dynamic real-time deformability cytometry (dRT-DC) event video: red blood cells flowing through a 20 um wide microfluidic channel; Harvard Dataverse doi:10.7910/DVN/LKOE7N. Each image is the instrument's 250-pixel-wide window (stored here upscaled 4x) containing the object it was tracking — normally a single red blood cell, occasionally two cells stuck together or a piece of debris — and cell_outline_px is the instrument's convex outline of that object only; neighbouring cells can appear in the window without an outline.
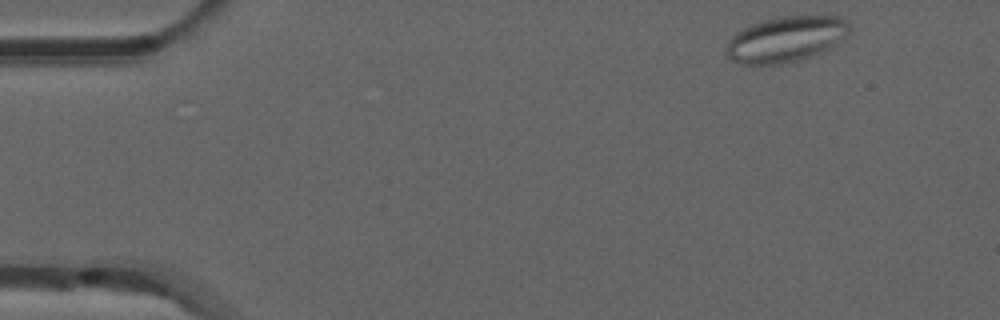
{"species": "common noctule bat (a hibernating species)", "species_latin": "Nyctalus noctula", "temperature_condition": "room temperature", "stored_images_in_passage": 48, "segment_of_instrument_passage": [1, 2], "camera_frame_rate_fps": 3000, "um_per_image_px": 0.085, "animal": {"sex": "male", "forearm_length_mm": 52.5}, "frame": {"image": 1, "passage_image": 1, "time_ms": 0.0, "image_size_px": [1000, 320], "cell_outline_px": [[852, 28], [848, 36], [844, 40], [812, 56], [780, 64], [740, 64], [732, 60], [728, 56], [728, 40], [736, 32], [752, 24], [764, 20], [784, 16], [840, 16], [848, 20]], "centroid_in_image_um": [66.87, 3.31], "position_along_channel_um": 18.1, "area_um2": 32.71}}